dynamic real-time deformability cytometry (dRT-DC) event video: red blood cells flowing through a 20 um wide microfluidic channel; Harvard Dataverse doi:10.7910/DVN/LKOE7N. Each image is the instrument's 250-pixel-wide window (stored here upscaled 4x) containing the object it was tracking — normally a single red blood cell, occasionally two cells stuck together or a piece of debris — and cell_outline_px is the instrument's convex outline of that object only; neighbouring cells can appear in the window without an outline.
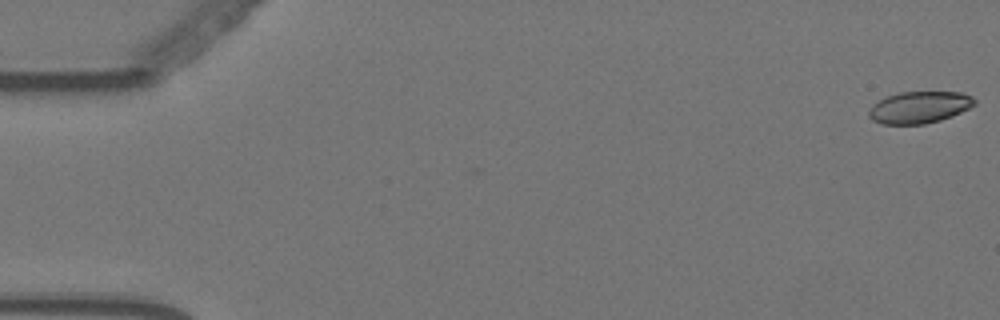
{"species": "Egyptian fruit bat (a non-hibernating species)", "species_latin": "Rousettus aegyptiacus", "temperature_condition": "warm", "stored_images_in_passage": 58, "camera_frame_rate_fps": 3000, "um_per_image_px": 0.085, "animal": {"sex": "female"}, "frame": {"image": 1, "passage_image": 1, "time_ms": 0.0, "image_size_px": [1000, 320], "cell_outline_px": [[976, 104], [952, 116], [940, 120], [924, 124], [880, 124], [872, 120], [868, 116], [868, 112], [872, 104], [888, 96], [900, 92], [960, 92], [972, 96], [976, 100]], "centroid_in_image_um": [78.13, 9.12], "position_along_channel_um": 6.9, "area_um2": 19.59}}
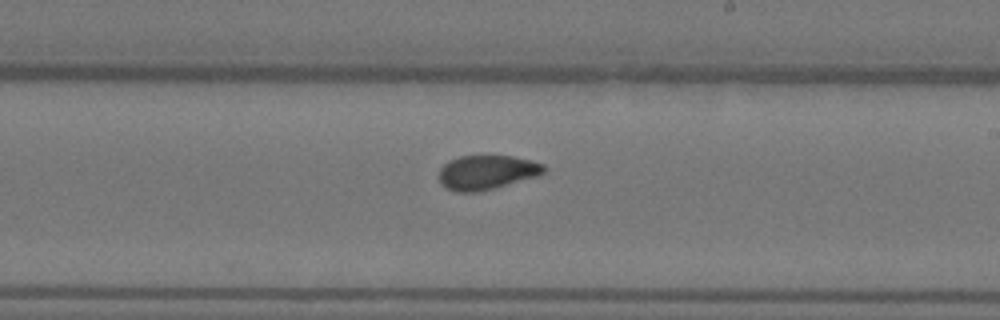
{"frame": {"image": 2, "passage_image": 34, "time_ms": 11.0, "image_size_px": [1000, 320], "cell_outline_px": [[544, 172], [540, 176], [476, 192], [456, 192], [444, 188], [440, 184], [440, 168], [448, 160], [460, 156], [512, 156], [532, 160], [544, 164]], "centroid_in_image_um": [41.36, 14.65], "position_along_channel_um": 247.6, "area_um2": 21.04}}
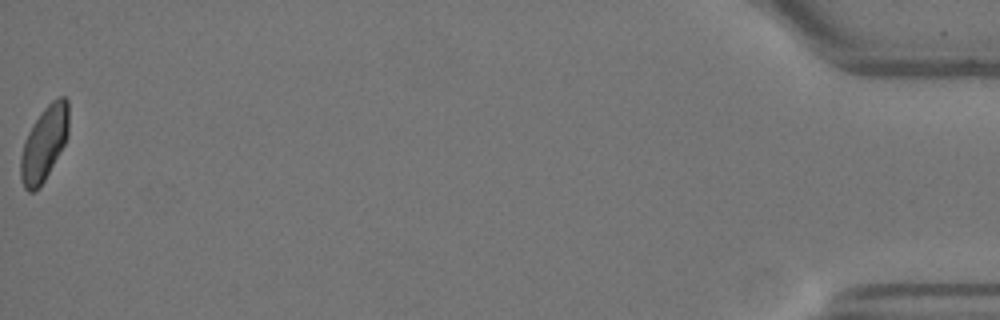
{"frame": {"image": 3, "passage_image": 58, "time_ms": 19.0, "image_size_px": [1000, 320], "cell_outline_px": [[68, 136], [64, 144], [44, 180], [32, 192], [28, 192], [24, 188], [20, 176], [20, 156], [24, 140], [32, 124], [40, 112], [52, 100], [60, 96], [64, 96], [68, 100]], "centroid_in_image_um": [3.74, 12.16], "position_along_channel_um": 431.5, "area_um2": 20.69}, "authors_computed_cell_mechanics": {"area_um2": 20.9814, "velocity_mm_per_s": 3.5399, "shape_relaxation_time_tau1_ms": 8.1347, "shape_relaxation_time_tau2_ms": 1.6553, "deformation_change_tau1": 0.1714, "deformation_change_tau2": 0.0518}}